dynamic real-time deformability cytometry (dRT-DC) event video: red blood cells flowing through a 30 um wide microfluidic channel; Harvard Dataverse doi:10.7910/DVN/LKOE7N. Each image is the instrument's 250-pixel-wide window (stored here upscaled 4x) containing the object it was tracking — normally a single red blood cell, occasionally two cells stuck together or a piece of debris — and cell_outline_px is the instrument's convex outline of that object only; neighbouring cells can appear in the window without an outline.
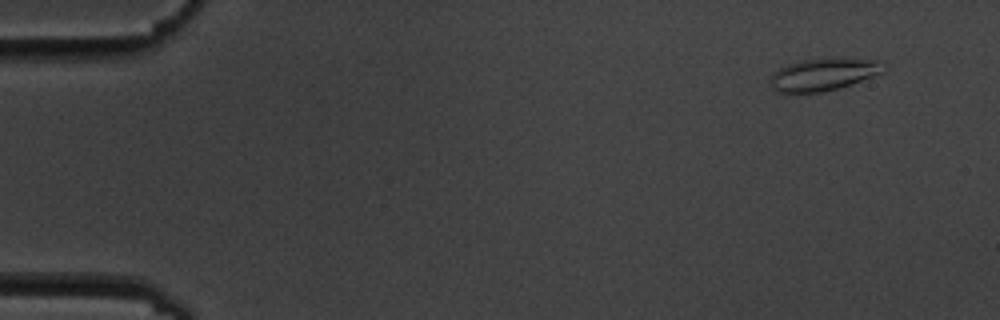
{"species": "common noctule bat (a hibernating species)", "species_latin": "Nyctalus noctula", "temperature_condition": "cold", "stored_images_in_passage": 4, "camera_frame_rate_fps": 3000, "um_per_image_px": 0.085, "animal": {"sex": "male", "body_mass_g": 19.5, "forearm_length_mm": 54.6}, "frame": {"image": 1, "passage_image": 1, "time_ms": 0.0, "image_size_px": [1000, 320], "cell_outline_px": [[888, 68], [884, 72], [840, 88], [820, 92], [776, 92], [772, 88], [772, 72], [788, 64], [804, 60], [832, 56], [836, 56], [880, 60]], "centroid_in_image_um": [70.08, 6.28], "position_along_channel_um": 14.9, "area_um2": 21.79}}